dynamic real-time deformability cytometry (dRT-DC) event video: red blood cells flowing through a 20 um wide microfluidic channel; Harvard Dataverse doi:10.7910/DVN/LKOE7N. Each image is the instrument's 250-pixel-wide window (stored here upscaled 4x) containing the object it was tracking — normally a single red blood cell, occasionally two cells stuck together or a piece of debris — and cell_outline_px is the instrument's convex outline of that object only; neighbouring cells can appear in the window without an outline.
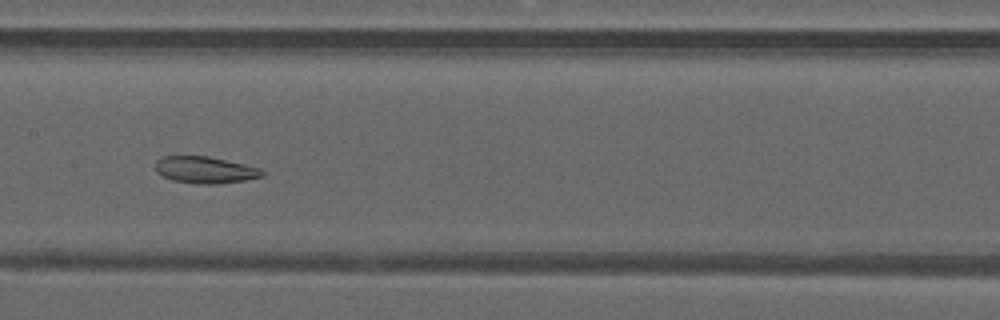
{"species": "common noctule bat (a hibernating species)", "species_latin": "Nyctalus noctula", "temperature_condition": "warm", "stored_images_in_passage": 41, "camera_frame_rate_fps": 3000, "um_per_image_px": 0.085, "animal": {"sex": "male", "forearm_length_mm": 52.5}, "frame": {"image": 1, "passage_image": 16, "time_ms": 5.0, "image_size_px": [1000, 320], "cell_outline_px": [[264, 176], [244, 180], [216, 184], [200, 184], [172, 180], [156, 172], [156, 160], [164, 156], [208, 156], [244, 164], [260, 168], [264, 172]], "centroid_in_image_um": [17.43, 14.44], "position_along_channel_um": 190.0, "area_um2": 16.53}}
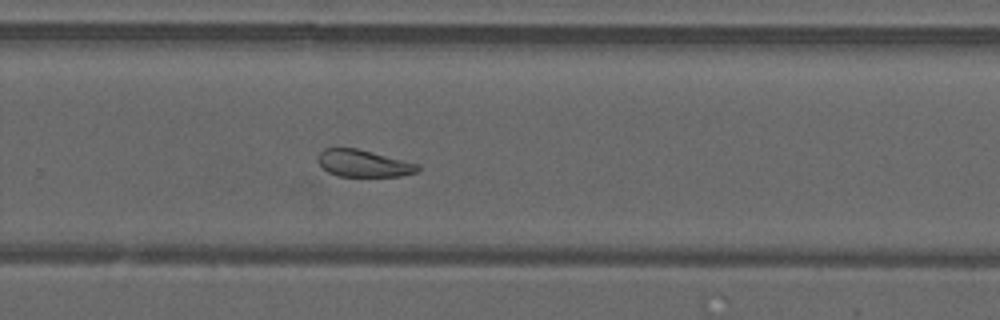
{"frame": {"image": 2, "passage_image": 24, "time_ms": 7.667, "image_size_px": [1000, 320], "cell_outline_px": [[420, 168], [416, 172], [400, 176], [340, 176], [328, 172], [316, 160], [316, 156], [324, 148], [356, 148], [420, 164]], "centroid_in_image_um": [30.88, 13.88], "position_along_channel_um": 298.9, "area_um2": 15.66}}
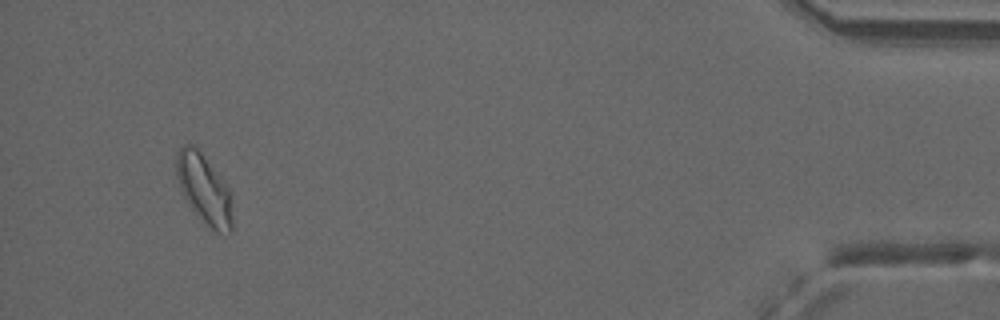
{"frame": {"image": 3, "passage_image": 38, "time_ms": 12.333, "image_size_px": [1000, 320], "cell_outline_px": [[232, 228], [228, 232], [216, 232], [192, 208], [184, 196], [180, 188], [176, 176], [176, 152], [184, 144], [192, 144], [200, 152], [228, 184], [232, 220]], "centroid_in_image_um": [17.33, 16.01], "position_along_channel_um": 417.9, "area_um2": 22.14}, "authors_computed_cell_mechanics": {"area_um2": 18.6694, "velocity_mm_per_s": 4.1049, "shape_relaxation_time_tau1_ms": null, "shape_relaxation_time_tau2_ms": 2.392, "deformation_change_tau1": null, "deformation_change_tau2": 0.089}}